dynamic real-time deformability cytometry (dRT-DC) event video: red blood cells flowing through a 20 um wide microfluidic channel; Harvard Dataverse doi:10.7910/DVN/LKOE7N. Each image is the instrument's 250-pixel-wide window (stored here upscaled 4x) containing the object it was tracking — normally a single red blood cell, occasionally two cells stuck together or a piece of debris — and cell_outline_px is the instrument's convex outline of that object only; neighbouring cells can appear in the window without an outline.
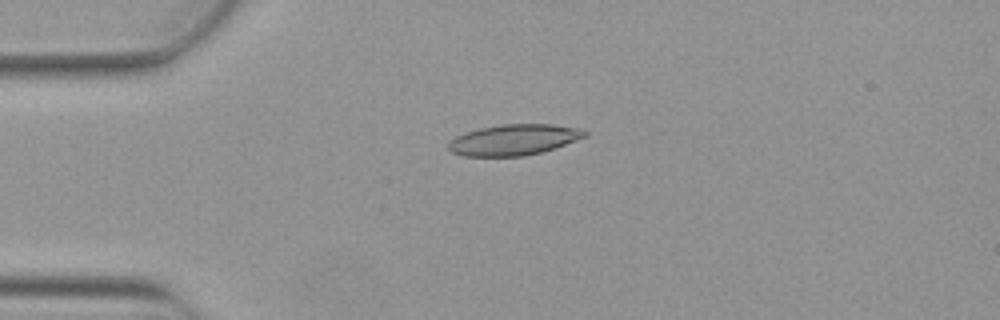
{"species": "Egyptian fruit bat (a non-hibernating species)", "species_latin": "Rousettus aegyptiacus", "temperature_condition": "warm", "stored_images_in_passage": 4, "camera_frame_rate_fps": 3000, "um_per_image_px": 0.085, "animal": {"sex": "female"}, "frame": {"image": 1, "passage_image": 3, "time_ms": 0.667, "image_size_px": [1000, 320], "cell_outline_px": [[588, 136], [540, 152], [524, 156], [464, 156], [452, 152], [448, 148], [448, 144], [456, 136], [480, 128], [500, 124], [552, 124], [580, 128], [588, 132]], "centroid_in_image_um": [43.69, 11.87], "position_along_channel_um": 41.3, "area_um2": 24.28}}